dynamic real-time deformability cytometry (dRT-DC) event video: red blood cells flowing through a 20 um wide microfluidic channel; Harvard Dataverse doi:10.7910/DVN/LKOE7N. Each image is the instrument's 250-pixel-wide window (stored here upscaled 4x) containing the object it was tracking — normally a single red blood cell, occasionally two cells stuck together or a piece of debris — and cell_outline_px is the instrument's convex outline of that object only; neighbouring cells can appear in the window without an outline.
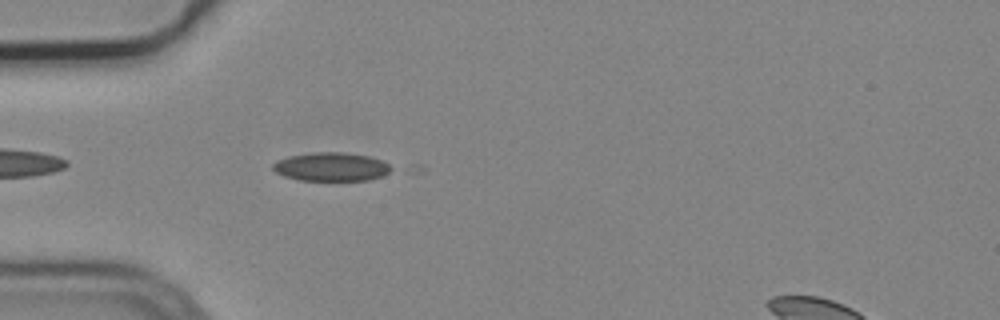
{"species": "common noctule bat (a hibernating species)", "species_latin": "Nyctalus noctula", "temperature_condition": "cold", "stored_images_in_passage": 5, "camera_frame_rate_fps": 3000, "um_per_image_px": 0.085, "animal": {"sex": "male", "body_mass_g": 19.2, "forearm_length_mm": 51.8}, "frame": {"image": 1, "passage_image": 5, "time_ms": 1.333, "image_size_px": [1000, 320], "cell_outline_px": [[392, 168], [388, 172], [380, 176], [368, 180], [300, 180], [284, 176], [276, 172], [272, 168], [272, 164], [276, 160], [288, 156], [312, 152], [344, 152], [368, 156], [380, 160], [388, 164]], "centroid_in_image_um": [28.1, 14.17], "position_along_channel_um": 56.9, "area_um2": 19.59}}